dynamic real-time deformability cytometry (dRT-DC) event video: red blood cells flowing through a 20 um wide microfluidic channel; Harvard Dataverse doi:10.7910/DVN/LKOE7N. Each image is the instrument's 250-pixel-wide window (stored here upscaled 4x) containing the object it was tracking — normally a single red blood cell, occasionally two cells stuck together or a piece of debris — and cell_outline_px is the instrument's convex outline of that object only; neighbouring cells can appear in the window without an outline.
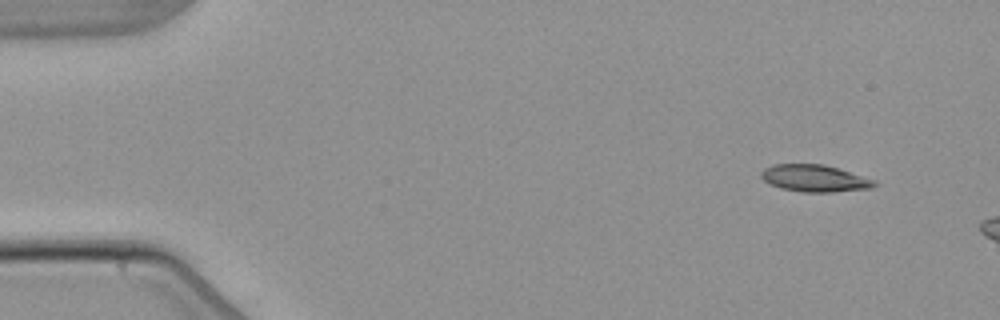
{"species": "common noctule bat (a hibernating species)", "species_latin": "Nyctalus noctula", "temperature_condition": "warm", "stored_images_in_passage": 3, "camera_frame_rate_fps": 3000, "um_per_image_px": 0.085, "animal": {"sex": "male", "body_mass_g": 21.5, "forearm_length_mm": 52.0}, "frame": {"image": 1, "passage_image": 1, "time_ms": 0.0, "image_size_px": [1000, 320], "cell_outline_px": [[876, 184], [872, 188], [832, 192], [804, 192], [780, 188], [764, 180], [760, 176], [760, 172], [764, 168], [772, 164], [824, 164], [876, 180]], "centroid_in_image_um": [69.23, 15.15], "position_along_channel_um": 15.8, "area_um2": 17.74}}